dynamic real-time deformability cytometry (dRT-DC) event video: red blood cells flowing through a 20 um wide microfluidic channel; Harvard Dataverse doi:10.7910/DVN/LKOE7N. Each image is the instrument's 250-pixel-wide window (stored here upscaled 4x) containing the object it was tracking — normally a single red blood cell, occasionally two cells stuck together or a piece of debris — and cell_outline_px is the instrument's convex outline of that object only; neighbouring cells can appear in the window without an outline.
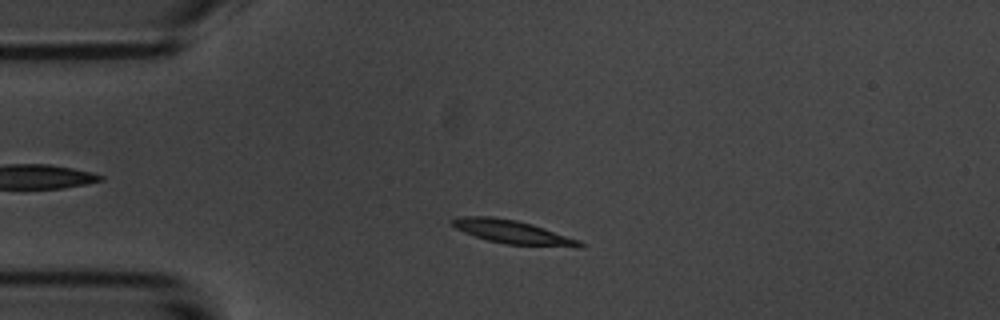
{"species": "common noctule bat (a hibernating species)", "species_latin": "Nyctalus noctula", "temperature_condition": "room temperature", "stored_images_in_passage": 2, "camera_frame_rate_fps": 3000, "um_per_image_px": 0.085, "animal": {"sex": "male", "body_mass_g": 20.1, "forearm_length_mm": 53.5}, "frame": {"image": 1, "passage_image": 2, "time_ms": 1.333, "image_size_px": [1000, 320], "cell_outline_px": [[584, 244], [580, 248], [576, 248], [504, 244], [488, 240], [464, 232], [456, 228], [452, 224], [452, 220], [456, 216], [492, 216], [516, 220], [532, 224], [580, 240]], "centroid_in_image_um": [43.62, 19.73], "position_along_channel_um": 41.4, "area_um2": 17.57}}